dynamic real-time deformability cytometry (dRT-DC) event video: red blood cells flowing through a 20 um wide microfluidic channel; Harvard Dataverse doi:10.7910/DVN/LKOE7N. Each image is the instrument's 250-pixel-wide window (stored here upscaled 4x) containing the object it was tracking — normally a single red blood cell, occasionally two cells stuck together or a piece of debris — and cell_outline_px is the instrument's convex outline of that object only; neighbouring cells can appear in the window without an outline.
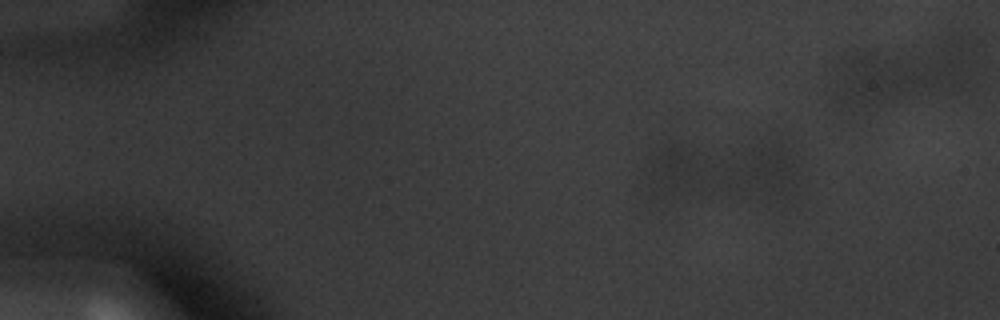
{"species": "common noctule bat (a hibernating species)", "species_latin": "Nyctalus noctula", "temperature_condition": "warm", "stored_images_in_passage": 8, "camera_frame_rate_fps": 3000, "um_per_image_px": 0.085, "animal": {"sex": "male", "body_mass_g": 20.1, "forearm_length_mm": 53.5}, "frame": {"image": 1, "passage_image": 8, "time_ms": 2.333, "image_size_px": [1000, 320], "cell_outline_px": [[792, 184], [784, 196], [768, 196], [724, 188], [720, 184], [744, 152], [772, 144], [784, 148], [792, 164]], "centroid_in_image_um": [64.73, 14.64], "position_along_channel_um": 20.3, "area_um2": 19.31}}